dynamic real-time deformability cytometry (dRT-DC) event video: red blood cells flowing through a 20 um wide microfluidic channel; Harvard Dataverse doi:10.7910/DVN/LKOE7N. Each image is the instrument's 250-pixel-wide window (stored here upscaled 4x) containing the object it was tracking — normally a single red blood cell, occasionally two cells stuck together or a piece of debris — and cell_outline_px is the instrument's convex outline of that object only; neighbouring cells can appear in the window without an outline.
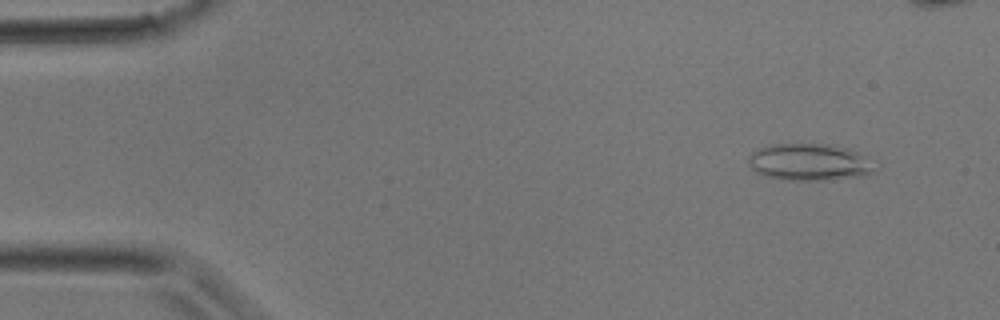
{"species": "common noctule bat (a hibernating species)", "species_latin": "Nyctalus noctula", "temperature_condition": "room temperature", "stored_images_in_passage": 37, "camera_frame_rate_fps": 3000, "um_per_image_px": 0.085, "animal": {"sex": "male", "body_mass_g": 17.9}, "frame": {"image": 1, "passage_image": 3, "time_ms": 0.667, "image_size_px": [1000, 320], "cell_outline_px": [[880, 168], [876, 172], [864, 176], [824, 180], [788, 180], [768, 176], [756, 172], [752, 168], [748, 160], [748, 156], [752, 152], [768, 144], [828, 144], [848, 148], [856, 152]], "centroid_in_image_um": [68.83, 13.78], "position_along_channel_um": 16.2, "area_um2": 27.22}}
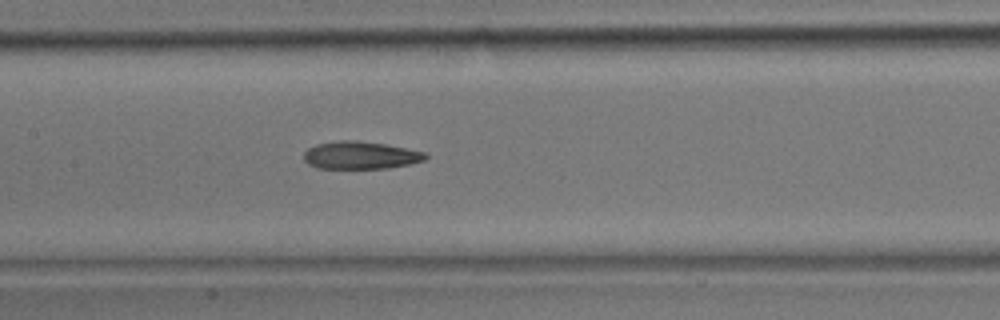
{"frame": {"image": 2, "passage_image": 17, "time_ms": 5.333, "image_size_px": [1000, 320], "cell_outline_px": [[428, 156], [424, 160], [408, 164], [388, 168], [316, 168], [308, 164], [304, 160], [304, 152], [308, 148], [316, 144], [344, 140], [356, 140], [384, 144], [424, 152]], "centroid_in_image_um": [30.6, 13.2], "position_along_channel_um": 176.8, "area_um2": 19.36}}
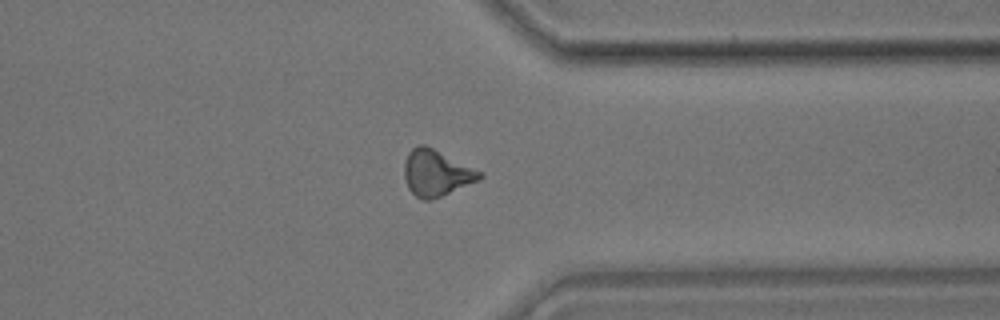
{"frame": {"image": 3, "passage_image": 28, "time_ms": 9.0, "image_size_px": [1000, 320], "cell_outline_px": [[484, 176], [480, 180], [440, 196], [428, 200], [424, 200], [416, 196], [408, 188], [404, 176], [404, 164], [408, 152], [416, 144], [424, 144], [484, 172]], "centroid_in_image_um": [37.09, 14.68], "position_along_channel_um": 374.3, "area_um2": 20.29}}